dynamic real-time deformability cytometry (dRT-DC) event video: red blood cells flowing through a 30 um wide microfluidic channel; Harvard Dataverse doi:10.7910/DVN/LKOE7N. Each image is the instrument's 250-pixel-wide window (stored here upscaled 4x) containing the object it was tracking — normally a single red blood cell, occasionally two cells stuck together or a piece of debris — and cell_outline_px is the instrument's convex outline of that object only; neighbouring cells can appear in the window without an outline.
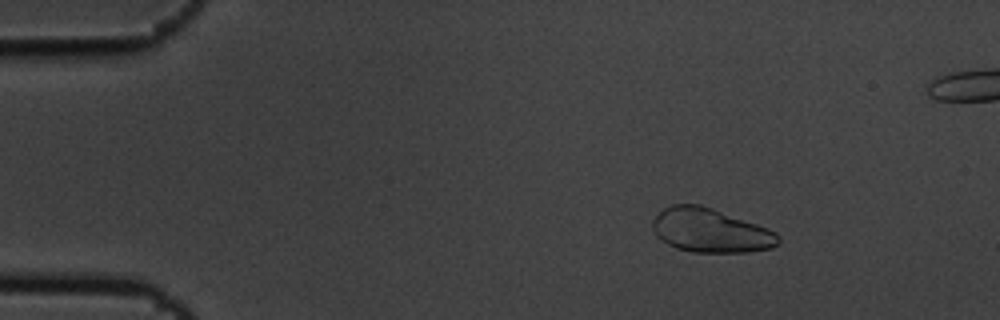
{"species": "common noctule bat (a hibernating species)", "species_latin": "Nyctalus noctula", "temperature_condition": "cold", "stored_images_in_passage": 15, "segment_of_instrument_passage": [1, 2], "camera_frame_rate_fps": 3000, "um_per_image_px": 0.085, "animal": {"sex": "male", "body_mass_g": 19.5, "forearm_length_mm": 54.6}, "frame": {"image": 1, "passage_image": 2, "time_ms": 0.333, "image_size_px": [1000, 320], "cell_outline_px": [[780, 244], [772, 248], [748, 252], [692, 252], [676, 248], [660, 240], [656, 236], [652, 228], [652, 220], [664, 208], [672, 204], [700, 204], [712, 208], [768, 228], [776, 232], [780, 236]], "centroid_in_image_um": [60.39, 19.6], "position_along_channel_um": 24.6, "area_um2": 32.37}}
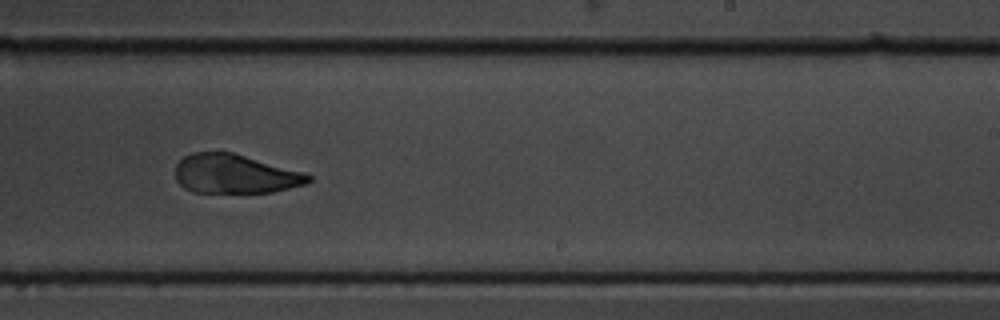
{"frame": {"image": 2, "passage_image": 9, "time_ms": 2.667, "image_size_px": [1000, 320], "cell_outline_px": [[312, 180], [308, 184], [272, 192], [192, 192], [184, 188], [176, 180], [176, 164], [184, 156], [192, 152], [232, 152], [304, 172], [312, 176]], "centroid_in_image_um": [19.99, 14.78], "position_along_channel_um": 269.0, "area_um2": 30.35}}
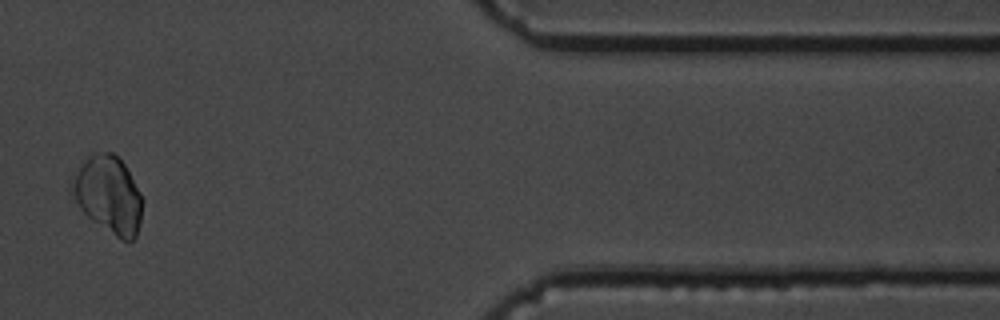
{"frame": {"image": 3, "passage_image": 13, "time_ms": 4.0, "image_size_px": [1000, 320], "cell_outline_px": [[144, 200], [140, 220], [136, 236], [132, 240], [120, 240], [92, 220], [80, 208], [68, 188], [76, 172], [88, 156], [92, 152], [112, 152], [124, 164], [140, 192]], "centroid_in_image_um": [9.22, 16.55], "position_along_channel_um": 402.2, "area_um2": 31.62}}